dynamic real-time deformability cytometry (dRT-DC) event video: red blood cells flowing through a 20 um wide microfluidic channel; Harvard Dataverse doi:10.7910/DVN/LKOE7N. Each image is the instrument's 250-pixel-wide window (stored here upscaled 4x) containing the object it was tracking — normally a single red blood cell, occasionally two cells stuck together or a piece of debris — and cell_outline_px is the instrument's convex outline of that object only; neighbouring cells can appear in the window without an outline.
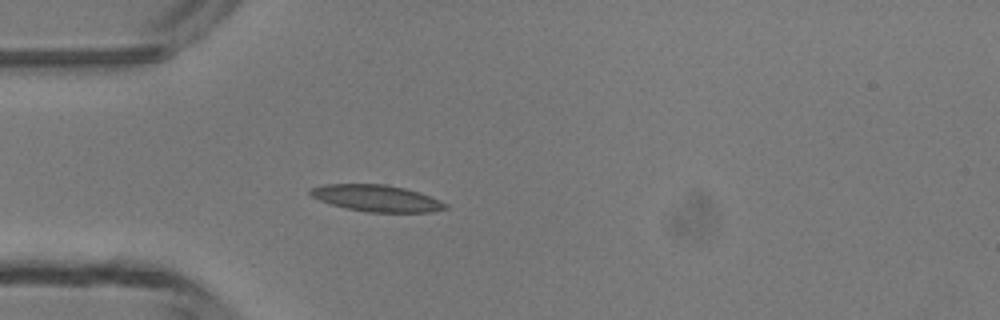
{"species": "common noctule bat (a hibernating species)", "species_latin": "Nyctalus noctula", "temperature_condition": "room temperature", "stored_images_in_passage": 2, "camera_frame_rate_fps": 3000, "um_per_image_px": 0.085, "animal": {"sex": "male", "body_mass_g": 13.3}, "frame": {"image": 1, "passage_image": 2, "time_ms": 2.0, "image_size_px": [1000, 320], "cell_outline_px": [[448, 208], [432, 212], [368, 212], [348, 208], [332, 204], [320, 200], [312, 196], [308, 192], [308, 188], [324, 184], [384, 184], [404, 188], [420, 192], [440, 200], [448, 204]], "centroid_in_image_um": [32.03, 16.84], "position_along_channel_um": 53.0, "area_um2": 20.92}}